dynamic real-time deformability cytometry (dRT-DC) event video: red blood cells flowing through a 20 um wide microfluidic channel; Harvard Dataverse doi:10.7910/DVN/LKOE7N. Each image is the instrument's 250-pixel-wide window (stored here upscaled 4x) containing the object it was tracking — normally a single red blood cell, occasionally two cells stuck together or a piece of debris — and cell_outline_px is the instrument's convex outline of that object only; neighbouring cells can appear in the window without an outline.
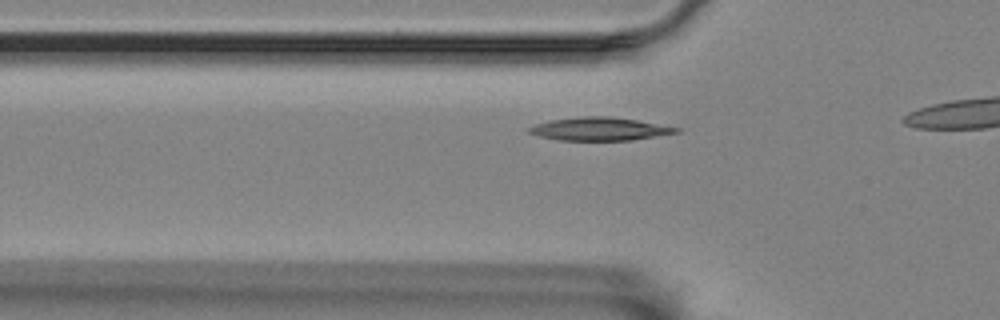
{"species": "Egyptian fruit bat (a non-hibernating species)", "species_latin": "Rousettus aegyptiacus", "temperature_condition": "room temperature", "stored_images_in_passage": 13, "camera_frame_rate_fps": 3000, "um_per_image_px": 0.085, "animal": {"sex": "female"}, "frame": {"image": 1, "passage_image": 11, "time_ms": 3.333, "image_size_px": [1000, 320], "cell_outline_px": [[680, 132], [632, 140], [560, 140], [540, 136], [528, 132], [524, 128], [536, 124], [552, 120], [580, 116], [608, 116], [636, 120], [680, 128]], "centroid_in_image_um": [50.94, 10.96], "position_along_channel_um": 74.9, "area_um2": 19.65}}